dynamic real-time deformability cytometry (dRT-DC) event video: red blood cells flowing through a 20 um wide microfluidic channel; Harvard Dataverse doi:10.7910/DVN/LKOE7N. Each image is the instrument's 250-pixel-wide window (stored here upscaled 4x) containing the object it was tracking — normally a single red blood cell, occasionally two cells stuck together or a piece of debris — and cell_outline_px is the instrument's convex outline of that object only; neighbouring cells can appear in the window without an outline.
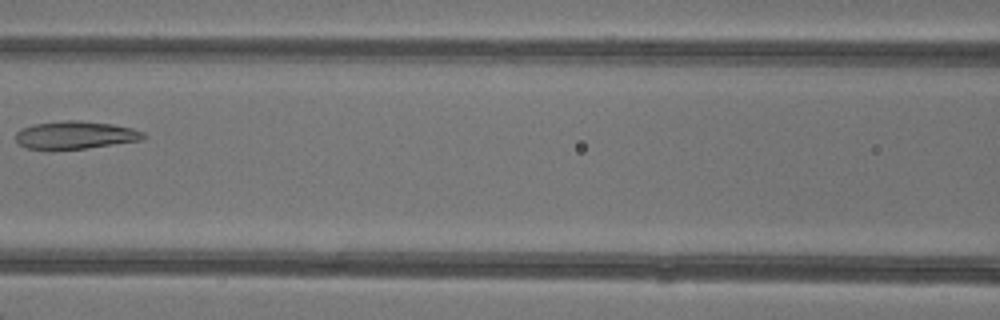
{"species": "common noctule bat (a hibernating species)", "species_latin": "Nyctalus noctula", "temperature_condition": "warm", "stored_images_in_passage": 7, "camera_frame_rate_fps": 3000, "um_per_image_px": 0.085, "animal": {"sex": "female"}, "frame": {"image": 1, "passage_image": 7, "time_ms": 7.0, "image_size_px": [1000, 320], "cell_outline_px": [[148, 136], [144, 140], [88, 148], [24, 148], [16, 140], [16, 132], [20, 128], [32, 124], [68, 120], [80, 120], [112, 124], [132, 128], [144, 132]], "centroid_in_image_um": [6.45, 11.46], "position_along_channel_um": 160.1, "area_um2": 20.63}}